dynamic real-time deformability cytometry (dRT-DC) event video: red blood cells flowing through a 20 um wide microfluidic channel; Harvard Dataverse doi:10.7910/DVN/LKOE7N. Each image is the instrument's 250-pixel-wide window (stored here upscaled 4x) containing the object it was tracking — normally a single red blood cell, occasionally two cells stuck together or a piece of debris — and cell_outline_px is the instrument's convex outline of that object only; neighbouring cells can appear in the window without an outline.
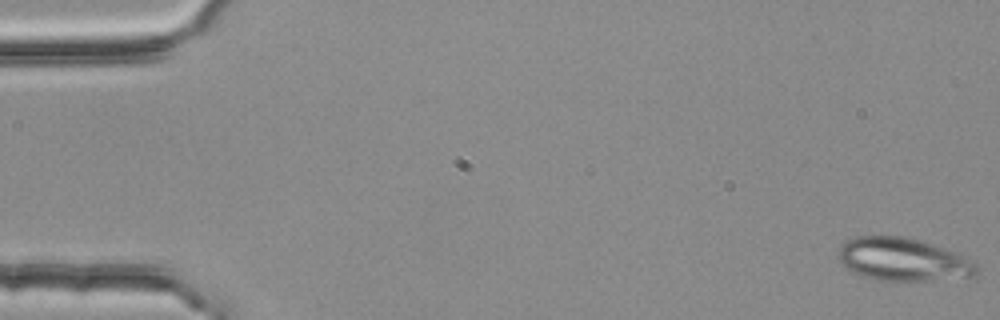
{"species": "common noctule bat (a hibernating species)", "species_latin": "Nyctalus noctula", "temperature_condition": "room temperature", "stored_images_in_passage": 53, "camera_frame_rate_fps": 3000, "um_per_image_px": 0.085, "animal": {"sex": "female", "body_mass_g": 25.1}, "frame": {"image": 1, "passage_image": 1, "time_ms": 0.0, "image_size_px": [1000, 320], "cell_outline_px": [[980, 272], [976, 276], [924, 280], [872, 280], [860, 276], [848, 268], [836, 256], [836, 248], [840, 244], [856, 236], [904, 236], [920, 240], [944, 248], [976, 264], [980, 268]], "centroid_in_image_um": [76.69, 22.05], "position_along_channel_um": 8.3, "area_um2": 34.56}}
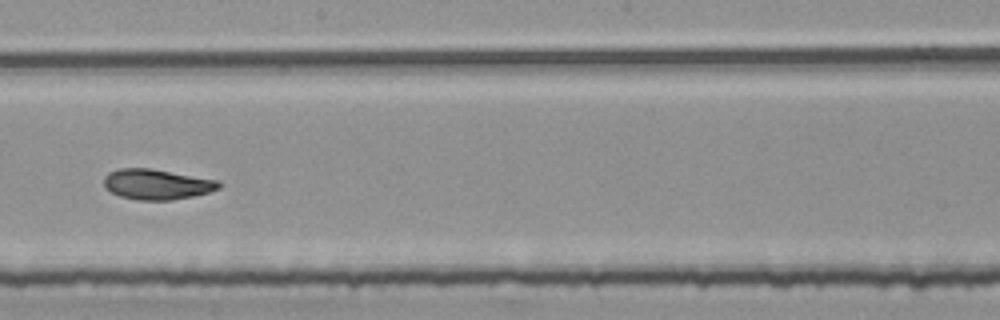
{"frame": {"image": 2, "passage_image": 31, "time_ms": 10.0, "image_size_px": [1000, 320], "cell_outline_px": [[220, 188], [208, 192], [192, 196], [172, 200], [140, 200], [120, 196], [104, 188], [104, 176], [108, 172], [120, 168], [148, 168], [220, 180]], "centroid_in_image_um": [13.31, 15.66], "position_along_channel_um": 234.9, "area_um2": 20.29}}
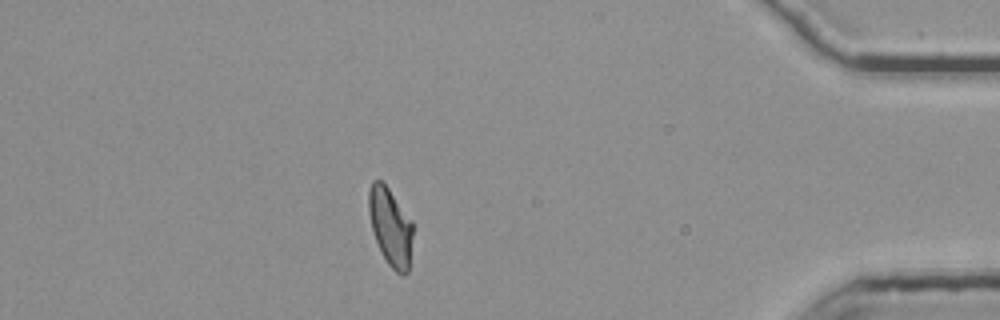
{"frame": {"image": 3, "passage_image": 48, "time_ms": 15.667, "image_size_px": [1000, 320], "cell_outline_px": [[412, 236], [408, 272], [404, 276], [400, 276], [388, 264], [380, 252], [372, 228], [368, 212], [368, 192], [372, 180], [380, 180], [388, 188], [412, 220]], "centroid_in_image_um": [33.18, 19.29], "position_along_channel_um": 402.0, "area_um2": 20.0}, "authors_computed_cell_mechanics": {"area_um2": 20.519, "velocity_mm_per_s": 3.7592, "shape_relaxation_time_tau1_ms": 7.4421, "shape_relaxation_time_tau2_ms": 2.7642, "deformation_change_tau1": 0.1862, "deformation_change_tau2": 0.08}}